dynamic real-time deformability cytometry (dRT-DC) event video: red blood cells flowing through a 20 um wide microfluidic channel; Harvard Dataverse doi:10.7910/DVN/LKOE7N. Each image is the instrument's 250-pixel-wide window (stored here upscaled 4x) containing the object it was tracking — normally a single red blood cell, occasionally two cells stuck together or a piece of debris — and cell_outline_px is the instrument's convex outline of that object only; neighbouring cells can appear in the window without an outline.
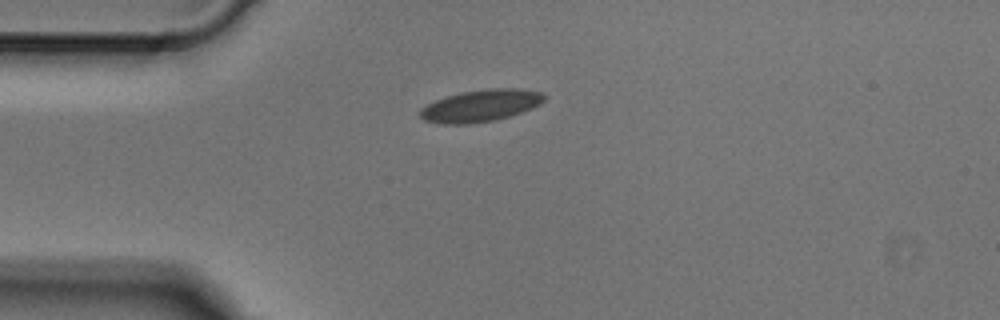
{"species": "Egyptian fruit bat (a non-hibernating species)", "species_latin": "Rousettus aegyptiacus", "temperature_condition": "cold", "stored_images_in_passage": 1, "camera_frame_rate_fps": 3000, "um_per_image_px": 0.085, "animal": {"sex": "male"}, "frame": {"image": 1, "passage_image": 1, "time_ms": 0.0, "image_size_px": [1000, 320], "cell_outline_px": [[544, 100], [540, 104], [532, 108], [496, 120], [468, 124], [444, 124], [424, 120], [420, 116], [420, 108], [436, 100], [460, 92], [488, 88], [520, 88], [544, 92]], "centroid_in_image_um": [40.87, 8.97], "position_along_channel_um": 44.1, "area_um2": 23.12}}